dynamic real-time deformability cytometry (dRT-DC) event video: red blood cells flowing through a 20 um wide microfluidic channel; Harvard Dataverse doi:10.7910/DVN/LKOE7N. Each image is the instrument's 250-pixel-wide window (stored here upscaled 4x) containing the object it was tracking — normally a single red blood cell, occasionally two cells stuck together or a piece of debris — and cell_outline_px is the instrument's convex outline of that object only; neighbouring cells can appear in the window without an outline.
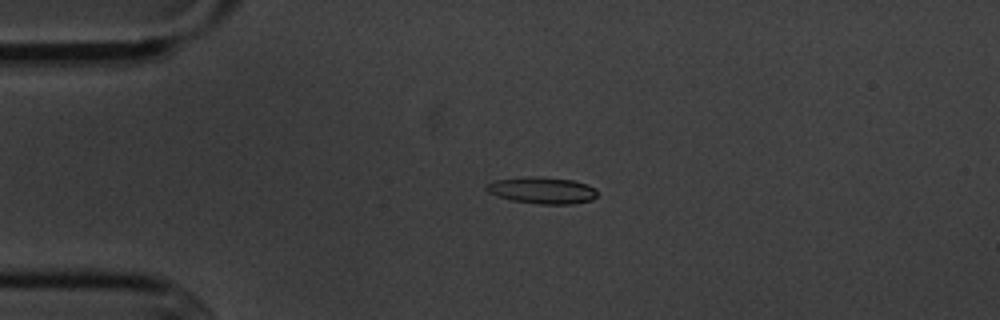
{"species": "common noctule bat (a hibernating species)", "species_latin": "Nyctalus noctula", "temperature_condition": "cold", "stored_images_in_passage": 5, "camera_frame_rate_fps": 3000, "um_per_image_px": 0.085, "animal": {"sex": "male", "body_mass_g": 20.1, "forearm_length_mm": 53.5}, "frame": {"image": 1, "passage_image": 4, "time_ms": 3.667, "image_size_px": [1000, 320], "cell_outline_px": [[596, 196], [592, 200], [572, 204], [540, 204], [512, 200], [496, 196], [488, 192], [484, 188], [488, 184], [496, 180], [532, 176], [572, 180], [588, 184], [596, 192]], "centroid_in_image_um": [46.07, 16.19], "position_along_channel_um": 38.9, "area_um2": 16.99}}